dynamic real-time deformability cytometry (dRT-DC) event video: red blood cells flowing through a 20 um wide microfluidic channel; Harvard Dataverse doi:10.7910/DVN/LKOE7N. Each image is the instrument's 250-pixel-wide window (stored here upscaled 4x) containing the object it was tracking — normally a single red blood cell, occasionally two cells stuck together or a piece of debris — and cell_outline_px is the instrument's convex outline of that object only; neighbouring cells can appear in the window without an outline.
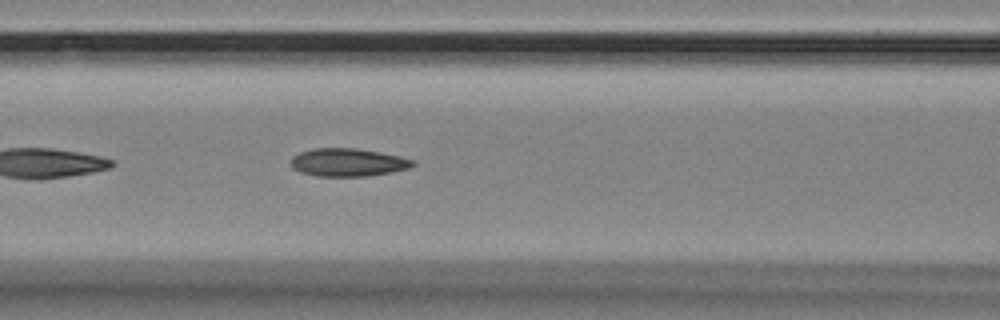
{"species": "Egyptian fruit bat (a non-hibernating species)", "species_latin": "Rousettus aegyptiacus", "temperature_condition": "room temperature", "stored_images_in_passage": 35, "camera_frame_rate_fps": 3000, "um_per_image_px": 0.085, "animal": {"sex": "female"}, "frame": {"image": 1, "passage_image": 8, "time_ms": 2.333, "image_size_px": [1000, 320], "cell_outline_px": [[416, 164], [408, 168], [368, 176], [316, 176], [300, 172], [292, 168], [292, 156], [300, 152], [312, 148], [356, 148], [380, 152], [400, 156], [416, 160]], "centroid_in_image_um": [29.57, 13.79], "position_along_channel_um": 137.0, "area_um2": 19.88}}
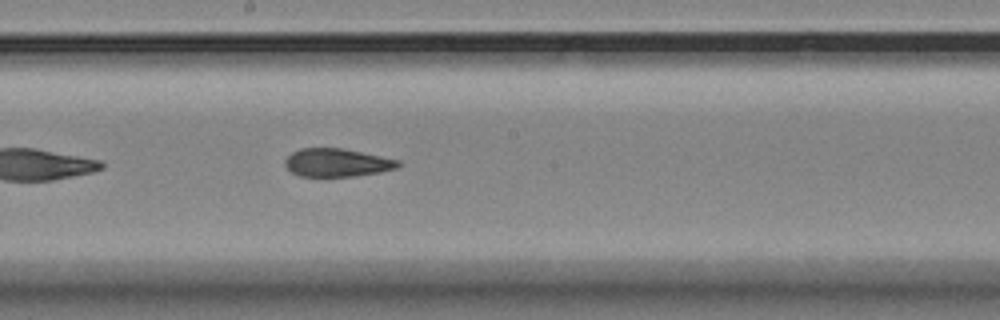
{"frame": {"image": 2, "passage_image": 15, "time_ms": 4.667, "image_size_px": [1000, 320], "cell_outline_px": [[400, 164], [396, 168], [380, 172], [352, 176], [300, 176], [292, 172], [284, 164], [284, 160], [292, 152], [300, 148], [344, 148], [400, 160]], "centroid_in_image_um": [28.64, 13.81], "position_along_channel_um": 219.6, "area_um2": 18.5}}
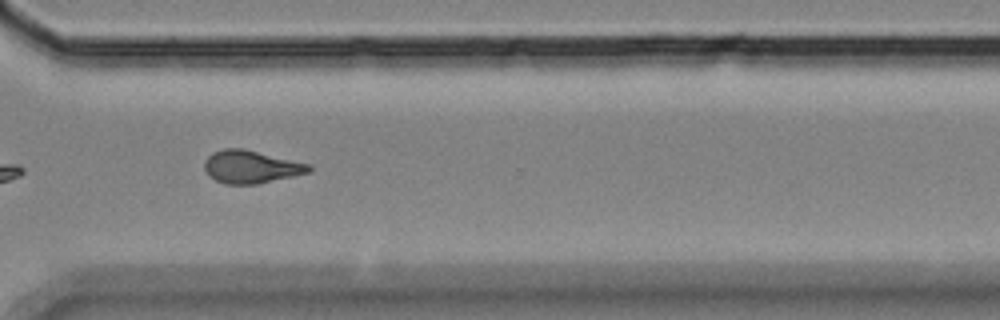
{"frame": {"image": 3, "passage_image": 26, "time_ms": 8.333, "image_size_px": [1000, 320], "cell_outline_px": [[312, 168], [308, 172], [292, 176], [256, 184], [224, 184], [208, 176], [204, 168], [204, 160], [212, 152], [224, 148], [244, 148], [312, 164]], "centroid_in_image_um": [21.31, 14.16], "position_along_channel_um": 349.3, "area_um2": 20.11}, "authors_computed_cell_mechanics": {"area_um2": 19.7098, "velocity_mm_per_s": 3.5474, "shape_relaxation_time_tau1_ms": null, "shape_relaxation_time_tau2_ms": 1.994, "deformation_change_tau1": null, "deformation_change_tau2": 0.1005}}